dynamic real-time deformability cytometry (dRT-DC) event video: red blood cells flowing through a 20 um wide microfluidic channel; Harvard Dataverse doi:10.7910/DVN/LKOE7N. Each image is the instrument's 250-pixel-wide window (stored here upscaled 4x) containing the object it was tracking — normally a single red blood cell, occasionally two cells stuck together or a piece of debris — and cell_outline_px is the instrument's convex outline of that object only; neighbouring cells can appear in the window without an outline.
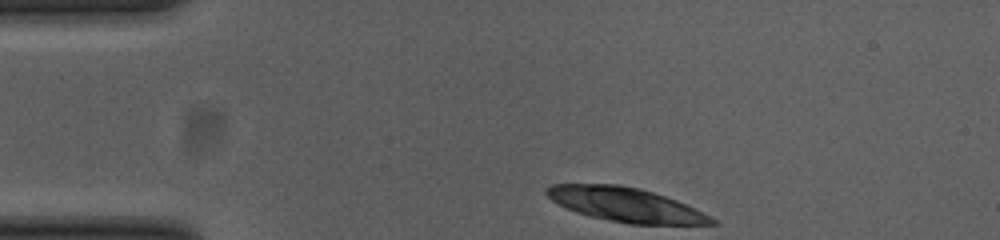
{"species": "common noctule bat (a hibernating species)", "species_latin": "Nyctalus noctula", "temperature_condition": "cold", "stored_images_in_passage": 39, "camera_frame_rate_fps": 3000, "um_per_image_px": 0.085, "animal": {"sex": "female", "body_mass_g": 23.0, "forearm_length_mm": 53.4}, "frame": {"image": 1, "passage_image": 1, "time_ms": 0.0, "image_size_px": [1000, 240], "cell_outline_px": [[720, 224], [628, 224], [588, 216], [576, 212], [552, 200], [544, 192], [552, 184], [620, 184], [640, 188], [676, 200], [712, 216]], "centroid_in_image_um": [53.2, 17.4], "position_along_channel_um": 31.8, "area_um2": 32.66}}
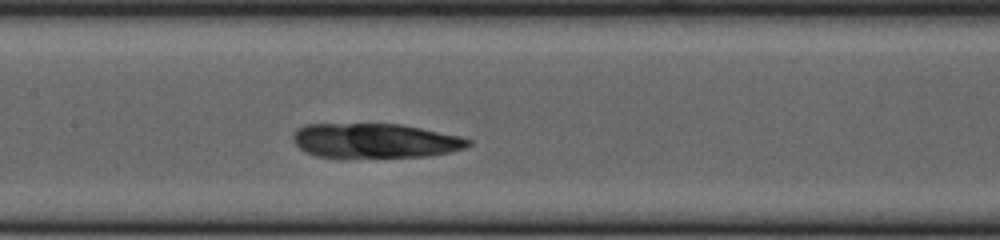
{"frame": {"image": 2, "passage_image": 17, "time_ms": 5.333, "image_size_px": [1000, 240], "cell_outline_px": [[472, 144], [464, 148], [432, 156], [344, 160], [340, 160], [316, 156], [300, 148], [292, 140], [292, 136], [296, 128], [304, 124], [400, 124], [460, 136], [472, 140]], "centroid_in_image_um": [31.83, 12.0], "position_along_channel_um": 175.6, "area_um2": 36.53}}
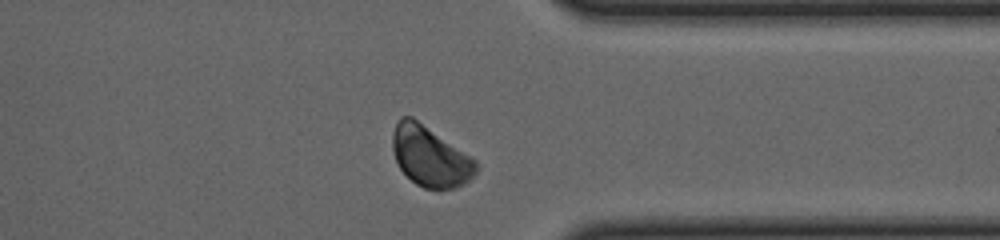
{"frame": {"image": 3, "passage_image": 34, "time_ms": 11.0, "image_size_px": [1000, 240], "cell_outline_px": [[476, 172], [464, 184], [456, 188], [424, 188], [416, 184], [400, 168], [396, 160], [392, 148], [392, 132], [400, 116], [412, 116], [476, 160]], "centroid_in_image_um": [36.53, 13.28], "position_along_channel_um": 374.9, "area_um2": 28.9}}